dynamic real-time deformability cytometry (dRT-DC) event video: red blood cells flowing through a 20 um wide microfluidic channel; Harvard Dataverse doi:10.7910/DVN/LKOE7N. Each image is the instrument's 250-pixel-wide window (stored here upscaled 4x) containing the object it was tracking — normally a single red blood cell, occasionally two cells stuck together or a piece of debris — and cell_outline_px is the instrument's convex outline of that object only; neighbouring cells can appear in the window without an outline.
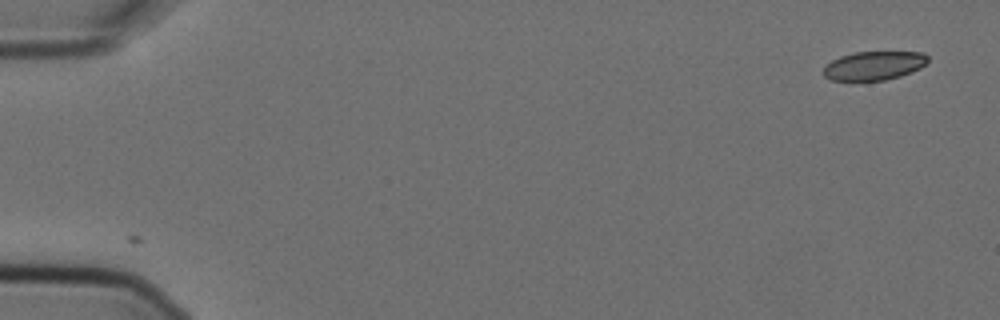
{"species": "Egyptian fruit bat (a non-hibernating species)", "species_latin": "Rousettus aegyptiacus", "temperature_condition": "cold", "stored_images_in_passage": 6, "camera_frame_rate_fps": 3000, "um_per_image_px": 0.085, "animal": {"sex": "female"}, "frame": {"image": 1, "passage_image": 1, "time_ms": 0.0, "image_size_px": [1000, 320], "cell_outline_px": [[928, 60], [920, 68], [912, 72], [900, 76], [884, 80], [832, 80], [824, 76], [824, 68], [832, 60], [840, 56], [856, 52], [924, 52], [928, 56]], "centroid_in_image_um": [74.31, 5.57], "position_along_channel_um": 10.7, "area_um2": 17.34}}